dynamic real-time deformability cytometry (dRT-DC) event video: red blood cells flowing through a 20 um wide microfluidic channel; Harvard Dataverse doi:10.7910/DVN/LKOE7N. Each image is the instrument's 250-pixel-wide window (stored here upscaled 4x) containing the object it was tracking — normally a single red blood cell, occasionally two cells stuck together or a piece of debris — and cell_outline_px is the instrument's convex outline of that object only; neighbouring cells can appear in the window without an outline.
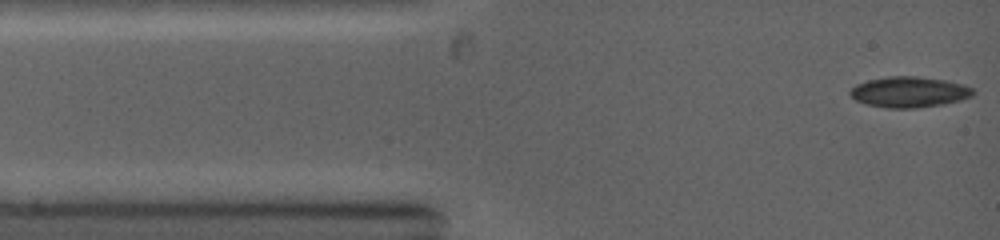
{"species": "common noctule bat (a hibernating species)", "species_latin": "Nyctalus noctula", "temperature_condition": "warm", "stored_images_in_passage": 18, "camera_frame_rate_fps": 5000, "um_per_image_px": 0.085, "animal": {"sex": "female", "body_mass_g": 19.0, "forearm_length_mm": 53.3}, "frame": {"image": 1, "passage_image": 1, "time_ms": 0.0, "image_size_px": [1000, 240], "cell_outline_px": [[976, 92], [972, 96], [960, 100], [944, 104], [916, 108], [888, 108], [868, 104], [856, 100], [848, 92], [856, 84], [868, 80], [888, 76], [916, 76], [944, 80], [964, 84], [972, 88]], "centroid_in_image_um": [77.3, 7.82], "position_along_channel_um": 7.7, "area_um2": 21.96}}
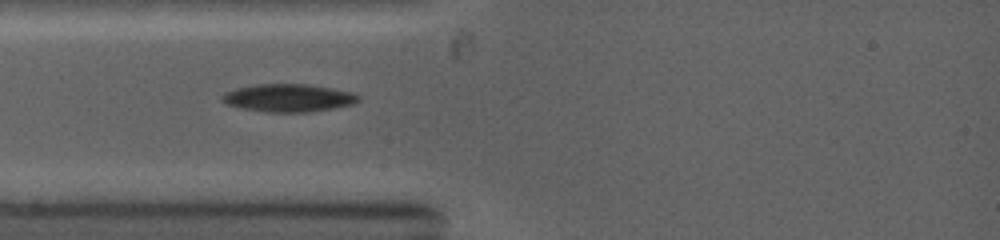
{"frame": {"image": 2, "passage_image": 6, "time_ms": 2.4, "image_size_px": [1000, 240], "cell_outline_px": [[360, 100], [352, 104], [332, 108], [308, 112], [268, 112], [244, 108], [228, 104], [220, 100], [220, 96], [224, 92], [236, 88], [256, 84], [304, 84], [332, 88], [352, 92], [360, 96]], "centroid_in_image_um": [24.5, 8.31], "position_along_channel_um": 60.5, "area_um2": 21.96}}
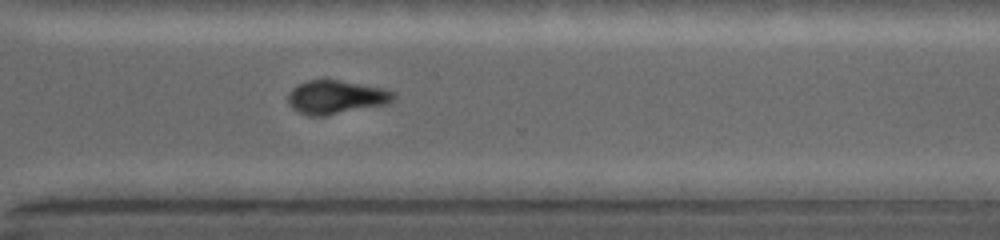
{"frame": {"image": 3, "passage_image": 18, "time_ms": 8.6, "image_size_px": [1000, 240], "cell_outline_px": [[396, 96], [388, 104], [324, 116], [308, 116], [296, 112], [288, 104], [288, 92], [296, 84], [308, 80], [336, 80], [384, 88], [396, 92]], "centroid_in_image_um": [28.53, 8.27], "position_along_channel_um": 342.1, "area_um2": 20.87}}